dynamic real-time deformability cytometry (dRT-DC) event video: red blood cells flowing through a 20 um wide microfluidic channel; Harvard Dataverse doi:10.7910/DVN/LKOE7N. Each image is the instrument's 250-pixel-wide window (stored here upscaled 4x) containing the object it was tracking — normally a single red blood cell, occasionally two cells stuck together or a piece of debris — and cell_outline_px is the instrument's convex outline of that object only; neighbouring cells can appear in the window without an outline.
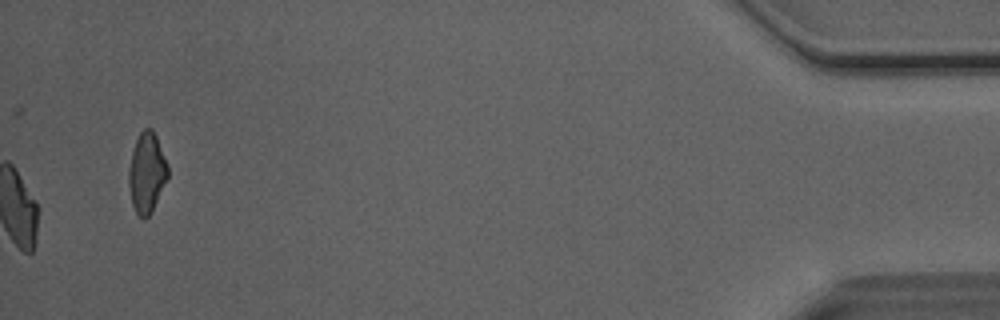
{"species": "Egyptian fruit bat (a non-hibernating species)", "species_latin": "Rousettus aegyptiacus", "temperature_condition": "room temperature", "stored_images_in_passage": 52, "camera_frame_rate_fps": 3000, "um_per_image_px": 0.085, "animal": {"sex": "male"}, "frame": {"image": 1, "passage_image": 52, "time_ms": 17.0, "image_size_px": [1000, 320], "cell_outline_px": [[168, 176], [152, 212], [144, 220], [136, 212], [132, 204], [128, 184], [128, 172], [132, 152], [136, 140], [140, 132], [144, 128], [152, 128], [156, 136], [168, 164]], "centroid_in_image_um": [12.47, 14.68], "position_along_channel_um": 422.7, "area_um2": 18.21}, "authors_computed_cell_mechanics": {"area_um2": 20.6924, "velocity_mm_per_s": 4.0814, "shape_relaxation_time_tau1_ms": 7.4834, "shape_relaxation_time_tau2_ms": 2.5565, "deformation_change_tau1": 0.1764, "deformation_change_tau2": 0.0834}}